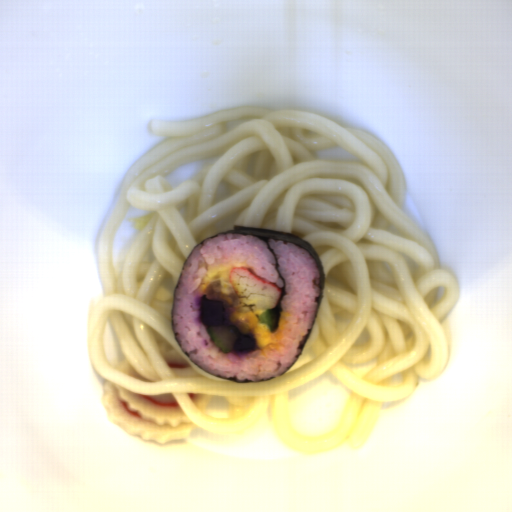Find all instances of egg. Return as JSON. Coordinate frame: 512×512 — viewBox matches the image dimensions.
I'll return each mask as SVG.
<instances>
[{"instance_id": "obj_1", "label": "egg", "mask_w": 512, "mask_h": 512, "mask_svg": "<svg viewBox=\"0 0 512 512\" xmlns=\"http://www.w3.org/2000/svg\"><path fill=\"white\" fill-rule=\"evenodd\" d=\"M266 310L253 311L249 305H224V323L236 327L242 335H251L256 340V346L261 351L272 345L275 336L267 322H260L258 316Z\"/></svg>"}, {"instance_id": "obj_2", "label": "egg", "mask_w": 512, "mask_h": 512, "mask_svg": "<svg viewBox=\"0 0 512 512\" xmlns=\"http://www.w3.org/2000/svg\"><path fill=\"white\" fill-rule=\"evenodd\" d=\"M250 263L247 262H237L235 260L227 261L223 263H219L217 265H208L206 266L207 271L201 279V282L198 286L199 293L203 296L206 295L207 287L214 283H220V290L225 295H230L231 293H237L230 282V272L234 267L246 266L250 267Z\"/></svg>"}]
</instances>
